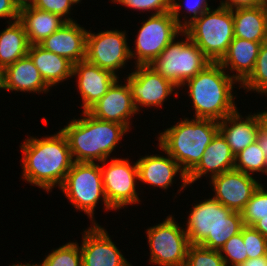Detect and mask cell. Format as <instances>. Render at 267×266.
Masks as SVG:
<instances>
[{
	"instance_id": "obj_1",
	"label": "cell",
	"mask_w": 267,
	"mask_h": 266,
	"mask_svg": "<svg viewBox=\"0 0 267 266\" xmlns=\"http://www.w3.org/2000/svg\"><path fill=\"white\" fill-rule=\"evenodd\" d=\"M23 151V178L31 184L50 191L59 187L74 161L65 134H57L42 139L28 138L21 145Z\"/></svg>"
},
{
	"instance_id": "obj_2",
	"label": "cell",
	"mask_w": 267,
	"mask_h": 266,
	"mask_svg": "<svg viewBox=\"0 0 267 266\" xmlns=\"http://www.w3.org/2000/svg\"><path fill=\"white\" fill-rule=\"evenodd\" d=\"M83 114L82 119H74L61 129L67 138L73 161L98 160L106 163L111 152L129 129L116 122L100 120L88 111H83Z\"/></svg>"
},
{
	"instance_id": "obj_3",
	"label": "cell",
	"mask_w": 267,
	"mask_h": 266,
	"mask_svg": "<svg viewBox=\"0 0 267 266\" xmlns=\"http://www.w3.org/2000/svg\"><path fill=\"white\" fill-rule=\"evenodd\" d=\"M224 70L218 62H211L195 77L184 82L193 101L195 118L220 121L237 110L232 94L237 80Z\"/></svg>"
},
{
	"instance_id": "obj_4",
	"label": "cell",
	"mask_w": 267,
	"mask_h": 266,
	"mask_svg": "<svg viewBox=\"0 0 267 266\" xmlns=\"http://www.w3.org/2000/svg\"><path fill=\"white\" fill-rule=\"evenodd\" d=\"M244 226L240 212L232 211L213 198L200 201L191 210L186 234L191 245L220 250Z\"/></svg>"
},
{
	"instance_id": "obj_5",
	"label": "cell",
	"mask_w": 267,
	"mask_h": 266,
	"mask_svg": "<svg viewBox=\"0 0 267 266\" xmlns=\"http://www.w3.org/2000/svg\"><path fill=\"white\" fill-rule=\"evenodd\" d=\"M218 132L216 120L185 118L159 135V148L172 156L187 175L201 160Z\"/></svg>"
},
{
	"instance_id": "obj_6",
	"label": "cell",
	"mask_w": 267,
	"mask_h": 266,
	"mask_svg": "<svg viewBox=\"0 0 267 266\" xmlns=\"http://www.w3.org/2000/svg\"><path fill=\"white\" fill-rule=\"evenodd\" d=\"M183 31L211 62H219L235 37L232 10L223 6L209 9Z\"/></svg>"
},
{
	"instance_id": "obj_7",
	"label": "cell",
	"mask_w": 267,
	"mask_h": 266,
	"mask_svg": "<svg viewBox=\"0 0 267 266\" xmlns=\"http://www.w3.org/2000/svg\"><path fill=\"white\" fill-rule=\"evenodd\" d=\"M181 6V3L171 0V11L152 14L143 22L135 41L136 51L133 53L130 49L131 58H137L136 65H150L179 33H183L179 19Z\"/></svg>"
},
{
	"instance_id": "obj_8",
	"label": "cell",
	"mask_w": 267,
	"mask_h": 266,
	"mask_svg": "<svg viewBox=\"0 0 267 266\" xmlns=\"http://www.w3.org/2000/svg\"><path fill=\"white\" fill-rule=\"evenodd\" d=\"M186 35V41L170 42L160 55L150 64L162 77L169 80L177 88L195 77L211 61L202 50Z\"/></svg>"
},
{
	"instance_id": "obj_9",
	"label": "cell",
	"mask_w": 267,
	"mask_h": 266,
	"mask_svg": "<svg viewBox=\"0 0 267 266\" xmlns=\"http://www.w3.org/2000/svg\"><path fill=\"white\" fill-rule=\"evenodd\" d=\"M77 210L84 211L91 220L102 196L106 209H113L104 194L100 165L95 162H74L60 187Z\"/></svg>"
},
{
	"instance_id": "obj_10",
	"label": "cell",
	"mask_w": 267,
	"mask_h": 266,
	"mask_svg": "<svg viewBox=\"0 0 267 266\" xmlns=\"http://www.w3.org/2000/svg\"><path fill=\"white\" fill-rule=\"evenodd\" d=\"M150 262L159 266H185L191 245L185 229L179 227L172 216L147 229Z\"/></svg>"
},
{
	"instance_id": "obj_11",
	"label": "cell",
	"mask_w": 267,
	"mask_h": 266,
	"mask_svg": "<svg viewBox=\"0 0 267 266\" xmlns=\"http://www.w3.org/2000/svg\"><path fill=\"white\" fill-rule=\"evenodd\" d=\"M100 169L104 194L113 209L139 202L135 190V180L139 179L137 162L131 166L127 159L113 158L107 167Z\"/></svg>"
},
{
	"instance_id": "obj_12",
	"label": "cell",
	"mask_w": 267,
	"mask_h": 266,
	"mask_svg": "<svg viewBox=\"0 0 267 266\" xmlns=\"http://www.w3.org/2000/svg\"><path fill=\"white\" fill-rule=\"evenodd\" d=\"M130 58L124 32L107 30L97 34L87 33L86 60L91 64L116 75L115 70L123 67Z\"/></svg>"
},
{
	"instance_id": "obj_13",
	"label": "cell",
	"mask_w": 267,
	"mask_h": 266,
	"mask_svg": "<svg viewBox=\"0 0 267 266\" xmlns=\"http://www.w3.org/2000/svg\"><path fill=\"white\" fill-rule=\"evenodd\" d=\"M136 68L135 72L128 75L127 83L137 112L139 104L142 107H160L177 87L150 65H136Z\"/></svg>"
},
{
	"instance_id": "obj_14",
	"label": "cell",
	"mask_w": 267,
	"mask_h": 266,
	"mask_svg": "<svg viewBox=\"0 0 267 266\" xmlns=\"http://www.w3.org/2000/svg\"><path fill=\"white\" fill-rule=\"evenodd\" d=\"M216 192L213 199L235 212H241L259 187L255 178L238 170L223 172L211 178Z\"/></svg>"
},
{
	"instance_id": "obj_15",
	"label": "cell",
	"mask_w": 267,
	"mask_h": 266,
	"mask_svg": "<svg viewBox=\"0 0 267 266\" xmlns=\"http://www.w3.org/2000/svg\"><path fill=\"white\" fill-rule=\"evenodd\" d=\"M84 231L80 246L82 266H132L112 242L105 229L94 222Z\"/></svg>"
},
{
	"instance_id": "obj_16",
	"label": "cell",
	"mask_w": 267,
	"mask_h": 266,
	"mask_svg": "<svg viewBox=\"0 0 267 266\" xmlns=\"http://www.w3.org/2000/svg\"><path fill=\"white\" fill-rule=\"evenodd\" d=\"M88 112L100 120L116 122L128 129L130 117L137 113L129 84L119 85L116 80Z\"/></svg>"
},
{
	"instance_id": "obj_17",
	"label": "cell",
	"mask_w": 267,
	"mask_h": 266,
	"mask_svg": "<svg viewBox=\"0 0 267 266\" xmlns=\"http://www.w3.org/2000/svg\"><path fill=\"white\" fill-rule=\"evenodd\" d=\"M73 76H78V89L80 91L84 112L94 106L108 91L112 84L118 80L117 75L111 71L101 69L86 59L73 64Z\"/></svg>"
},
{
	"instance_id": "obj_18",
	"label": "cell",
	"mask_w": 267,
	"mask_h": 266,
	"mask_svg": "<svg viewBox=\"0 0 267 266\" xmlns=\"http://www.w3.org/2000/svg\"><path fill=\"white\" fill-rule=\"evenodd\" d=\"M87 33L75 21L66 22L39 45L76 64L86 59Z\"/></svg>"
},
{
	"instance_id": "obj_19",
	"label": "cell",
	"mask_w": 267,
	"mask_h": 266,
	"mask_svg": "<svg viewBox=\"0 0 267 266\" xmlns=\"http://www.w3.org/2000/svg\"><path fill=\"white\" fill-rule=\"evenodd\" d=\"M235 155L223 135L218 132L207 146L201 160L187 174L188 185L194 183L202 175L212 173L211 178L234 169Z\"/></svg>"
},
{
	"instance_id": "obj_20",
	"label": "cell",
	"mask_w": 267,
	"mask_h": 266,
	"mask_svg": "<svg viewBox=\"0 0 267 266\" xmlns=\"http://www.w3.org/2000/svg\"><path fill=\"white\" fill-rule=\"evenodd\" d=\"M242 119V116L236 110L223 120L218 121L219 132L226 139L234 155L256 141L258 129L262 124L258 113L257 115H248L245 120Z\"/></svg>"
},
{
	"instance_id": "obj_21",
	"label": "cell",
	"mask_w": 267,
	"mask_h": 266,
	"mask_svg": "<svg viewBox=\"0 0 267 266\" xmlns=\"http://www.w3.org/2000/svg\"><path fill=\"white\" fill-rule=\"evenodd\" d=\"M168 157L150 155L140 158L137 161L140 181L167 189L173 181L174 176L179 172L183 181L182 188L188 185L187 175L180 168L178 162L169 154ZM181 171V172H180Z\"/></svg>"
},
{
	"instance_id": "obj_22",
	"label": "cell",
	"mask_w": 267,
	"mask_h": 266,
	"mask_svg": "<svg viewBox=\"0 0 267 266\" xmlns=\"http://www.w3.org/2000/svg\"><path fill=\"white\" fill-rule=\"evenodd\" d=\"M19 20L22 22L30 45L39 44L57 31L72 18L63 19L59 15L30 6L20 8Z\"/></svg>"
},
{
	"instance_id": "obj_23",
	"label": "cell",
	"mask_w": 267,
	"mask_h": 266,
	"mask_svg": "<svg viewBox=\"0 0 267 266\" xmlns=\"http://www.w3.org/2000/svg\"><path fill=\"white\" fill-rule=\"evenodd\" d=\"M4 89L27 92H48L49 86L27 55L4 69Z\"/></svg>"
},
{
	"instance_id": "obj_24",
	"label": "cell",
	"mask_w": 267,
	"mask_h": 266,
	"mask_svg": "<svg viewBox=\"0 0 267 266\" xmlns=\"http://www.w3.org/2000/svg\"><path fill=\"white\" fill-rule=\"evenodd\" d=\"M260 46V42L234 37L227 53L218 63L224 69L236 71L237 74H233V78L242 83L254 69Z\"/></svg>"
},
{
	"instance_id": "obj_25",
	"label": "cell",
	"mask_w": 267,
	"mask_h": 266,
	"mask_svg": "<svg viewBox=\"0 0 267 266\" xmlns=\"http://www.w3.org/2000/svg\"><path fill=\"white\" fill-rule=\"evenodd\" d=\"M27 55L31 58L41 77L49 87L73 76L72 62L51 51L45 50L39 44L30 45Z\"/></svg>"
},
{
	"instance_id": "obj_26",
	"label": "cell",
	"mask_w": 267,
	"mask_h": 266,
	"mask_svg": "<svg viewBox=\"0 0 267 266\" xmlns=\"http://www.w3.org/2000/svg\"><path fill=\"white\" fill-rule=\"evenodd\" d=\"M234 36L248 41H267V7H247L232 10Z\"/></svg>"
},
{
	"instance_id": "obj_27",
	"label": "cell",
	"mask_w": 267,
	"mask_h": 266,
	"mask_svg": "<svg viewBox=\"0 0 267 266\" xmlns=\"http://www.w3.org/2000/svg\"><path fill=\"white\" fill-rule=\"evenodd\" d=\"M30 43L24 26L18 19L0 33V66L5 69L27 56Z\"/></svg>"
},
{
	"instance_id": "obj_28",
	"label": "cell",
	"mask_w": 267,
	"mask_h": 266,
	"mask_svg": "<svg viewBox=\"0 0 267 266\" xmlns=\"http://www.w3.org/2000/svg\"><path fill=\"white\" fill-rule=\"evenodd\" d=\"M234 169L249 175L251 172L267 174V160L257 141L235 155Z\"/></svg>"
},
{
	"instance_id": "obj_29",
	"label": "cell",
	"mask_w": 267,
	"mask_h": 266,
	"mask_svg": "<svg viewBox=\"0 0 267 266\" xmlns=\"http://www.w3.org/2000/svg\"><path fill=\"white\" fill-rule=\"evenodd\" d=\"M240 85L267 95V41L260 46L252 73Z\"/></svg>"
},
{
	"instance_id": "obj_30",
	"label": "cell",
	"mask_w": 267,
	"mask_h": 266,
	"mask_svg": "<svg viewBox=\"0 0 267 266\" xmlns=\"http://www.w3.org/2000/svg\"><path fill=\"white\" fill-rule=\"evenodd\" d=\"M240 213L246 226H253L259 220H267V191L261 184Z\"/></svg>"
},
{
	"instance_id": "obj_31",
	"label": "cell",
	"mask_w": 267,
	"mask_h": 266,
	"mask_svg": "<svg viewBox=\"0 0 267 266\" xmlns=\"http://www.w3.org/2000/svg\"><path fill=\"white\" fill-rule=\"evenodd\" d=\"M41 266H82L81 249L77 242H69L62 245L56 250H53Z\"/></svg>"
},
{
	"instance_id": "obj_32",
	"label": "cell",
	"mask_w": 267,
	"mask_h": 266,
	"mask_svg": "<svg viewBox=\"0 0 267 266\" xmlns=\"http://www.w3.org/2000/svg\"><path fill=\"white\" fill-rule=\"evenodd\" d=\"M185 266H226L219 250L190 245Z\"/></svg>"
},
{
	"instance_id": "obj_33",
	"label": "cell",
	"mask_w": 267,
	"mask_h": 266,
	"mask_svg": "<svg viewBox=\"0 0 267 266\" xmlns=\"http://www.w3.org/2000/svg\"><path fill=\"white\" fill-rule=\"evenodd\" d=\"M242 237L247 251V260L267 255V239L253 226L242 227Z\"/></svg>"
},
{
	"instance_id": "obj_34",
	"label": "cell",
	"mask_w": 267,
	"mask_h": 266,
	"mask_svg": "<svg viewBox=\"0 0 267 266\" xmlns=\"http://www.w3.org/2000/svg\"><path fill=\"white\" fill-rule=\"evenodd\" d=\"M245 247L241 229L240 233L232 236L219 250L225 265L227 266V264L231 262L232 266H239L247 261V251ZM222 252L226 255L224 256Z\"/></svg>"
},
{
	"instance_id": "obj_35",
	"label": "cell",
	"mask_w": 267,
	"mask_h": 266,
	"mask_svg": "<svg viewBox=\"0 0 267 266\" xmlns=\"http://www.w3.org/2000/svg\"><path fill=\"white\" fill-rule=\"evenodd\" d=\"M121 3L133 9L138 10H155L153 14H161L171 11V0H111Z\"/></svg>"
},
{
	"instance_id": "obj_36",
	"label": "cell",
	"mask_w": 267,
	"mask_h": 266,
	"mask_svg": "<svg viewBox=\"0 0 267 266\" xmlns=\"http://www.w3.org/2000/svg\"><path fill=\"white\" fill-rule=\"evenodd\" d=\"M72 5L70 0H34L31 6L59 15L62 18L68 15Z\"/></svg>"
},
{
	"instance_id": "obj_37",
	"label": "cell",
	"mask_w": 267,
	"mask_h": 266,
	"mask_svg": "<svg viewBox=\"0 0 267 266\" xmlns=\"http://www.w3.org/2000/svg\"><path fill=\"white\" fill-rule=\"evenodd\" d=\"M186 1V10L188 13L190 12L193 14L190 20L185 21L183 23V30L195 19L199 18L205 11L211 9L208 4L207 0H185Z\"/></svg>"
},
{
	"instance_id": "obj_38",
	"label": "cell",
	"mask_w": 267,
	"mask_h": 266,
	"mask_svg": "<svg viewBox=\"0 0 267 266\" xmlns=\"http://www.w3.org/2000/svg\"><path fill=\"white\" fill-rule=\"evenodd\" d=\"M20 9L13 0H0V18L19 19Z\"/></svg>"
},
{
	"instance_id": "obj_39",
	"label": "cell",
	"mask_w": 267,
	"mask_h": 266,
	"mask_svg": "<svg viewBox=\"0 0 267 266\" xmlns=\"http://www.w3.org/2000/svg\"><path fill=\"white\" fill-rule=\"evenodd\" d=\"M220 6L234 10L237 8L257 7L260 6L259 0H226L221 1Z\"/></svg>"
},
{
	"instance_id": "obj_40",
	"label": "cell",
	"mask_w": 267,
	"mask_h": 266,
	"mask_svg": "<svg viewBox=\"0 0 267 266\" xmlns=\"http://www.w3.org/2000/svg\"><path fill=\"white\" fill-rule=\"evenodd\" d=\"M256 141L267 160V129L262 124L258 129Z\"/></svg>"
},
{
	"instance_id": "obj_41",
	"label": "cell",
	"mask_w": 267,
	"mask_h": 266,
	"mask_svg": "<svg viewBox=\"0 0 267 266\" xmlns=\"http://www.w3.org/2000/svg\"><path fill=\"white\" fill-rule=\"evenodd\" d=\"M239 266H267V255L255 259H248Z\"/></svg>"
},
{
	"instance_id": "obj_42",
	"label": "cell",
	"mask_w": 267,
	"mask_h": 266,
	"mask_svg": "<svg viewBox=\"0 0 267 266\" xmlns=\"http://www.w3.org/2000/svg\"><path fill=\"white\" fill-rule=\"evenodd\" d=\"M253 227L267 239V220H259Z\"/></svg>"
},
{
	"instance_id": "obj_43",
	"label": "cell",
	"mask_w": 267,
	"mask_h": 266,
	"mask_svg": "<svg viewBox=\"0 0 267 266\" xmlns=\"http://www.w3.org/2000/svg\"><path fill=\"white\" fill-rule=\"evenodd\" d=\"M13 2L18 6V8L30 6L33 4L34 0H13ZM31 2V3H30Z\"/></svg>"
},
{
	"instance_id": "obj_44",
	"label": "cell",
	"mask_w": 267,
	"mask_h": 266,
	"mask_svg": "<svg viewBox=\"0 0 267 266\" xmlns=\"http://www.w3.org/2000/svg\"><path fill=\"white\" fill-rule=\"evenodd\" d=\"M262 121V125L267 129V110L259 113Z\"/></svg>"
},
{
	"instance_id": "obj_45",
	"label": "cell",
	"mask_w": 267,
	"mask_h": 266,
	"mask_svg": "<svg viewBox=\"0 0 267 266\" xmlns=\"http://www.w3.org/2000/svg\"><path fill=\"white\" fill-rule=\"evenodd\" d=\"M0 89H4V69L0 66Z\"/></svg>"
},
{
	"instance_id": "obj_46",
	"label": "cell",
	"mask_w": 267,
	"mask_h": 266,
	"mask_svg": "<svg viewBox=\"0 0 267 266\" xmlns=\"http://www.w3.org/2000/svg\"><path fill=\"white\" fill-rule=\"evenodd\" d=\"M11 266H41V265H39V264H35V265L33 264V265H30L29 263H27V264H23V265H22V264H17V265H16V264H13V265H11Z\"/></svg>"
},
{
	"instance_id": "obj_47",
	"label": "cell",
	"mask_w": 267,
	"mask_h": 266,
	"mask_svg": "<svg viewBox=\"0 0 267 266\" xmlns=\"http://www.w3.org/2000/svg\"><path fill=\"white\" fill-rule=\"evenodd\" d=\"M259 1H260V5L267 7V0H259Z\"/></svg>"
},
{
	"instance_id": "obj_48",
	"label": "cell",
	"mask_w": 267,
	"mask_h": 266,
	"mask_svg": "<svg viewBox=\"0 0 267 266\" xmlns=\"http://www.w3.org/2000/svg\"><path fill=\"white\" fill-rule=\"evenodd\" d=\"M73 4H77L80 2V0H70Z\"/></svg>"
}]
</instances>
